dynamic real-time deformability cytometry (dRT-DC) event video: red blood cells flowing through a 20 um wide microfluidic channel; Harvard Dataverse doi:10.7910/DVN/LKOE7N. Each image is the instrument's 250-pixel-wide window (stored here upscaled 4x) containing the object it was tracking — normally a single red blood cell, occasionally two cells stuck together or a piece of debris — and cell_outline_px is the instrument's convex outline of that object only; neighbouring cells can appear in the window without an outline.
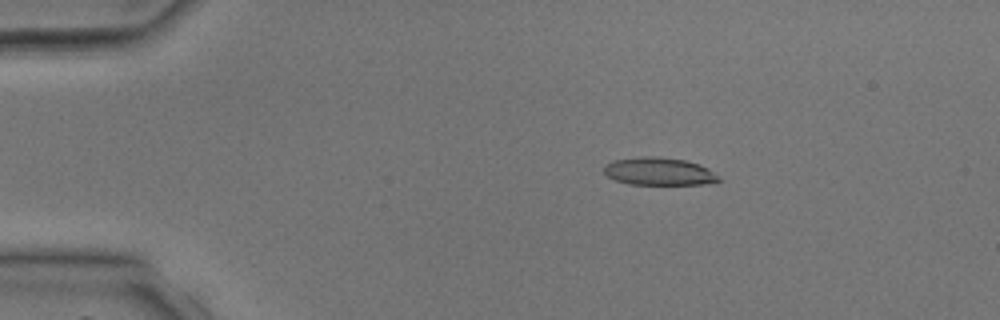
{"species": "common noctule bat (a hibernating species)", "species_latin": "Nyctalus noctula", "temperature_condition": "room temperature", "stored_images_in_passage": 40, "camera_frame_rate_fps": 3000, "um_per_image_px": 0.085, "animal": {"sex": "male", "body_mass_g": 17.9, "forearm_length_mm": 54.2}, "frame": {"image": 1, "passage_image": 8, "time_ms": 2.333, "image_size_px": [1000, 320], "cell_outline_px": [[720, 180], [704, 184], [628, 184], [616, 180], [608, 176], [604, 172], [604, 164], [612, 160], [640, 156], [656, 156], [684, 160], [700, 164], [708, 168]], "centroid_in_image_um": [55.95, 14.55], "position_along_channel_um": 29.0, "area_um2": 18.44}}
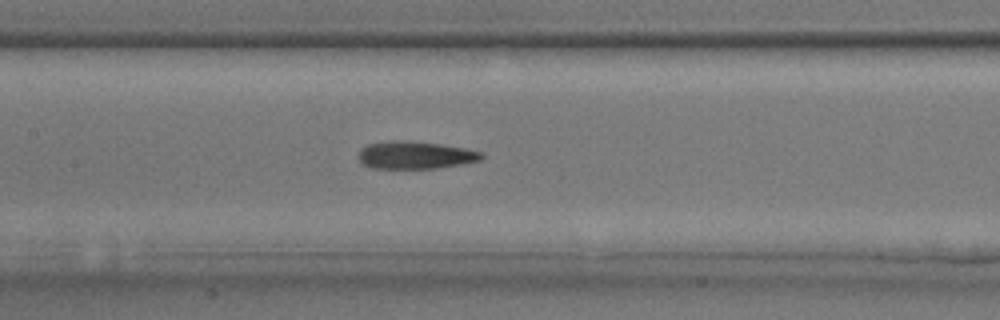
{"frame": {"image": 2, "passage_image": 20, "time_ms": 6.333, "image_size_px": [1000, 320], "cell_outline_px": [[484, 156], [480, 160], [460, 164], [436, 168], [372, 168], [360, 164], [360, 148], [368, 144], [392, 140], [396, 140], [440, 144], [464, 148], [484, 152]], "centroid_in_image_um": [35.28, 13.18], "position_along_channel_um": 172.1, "area_um2": 19.59}}
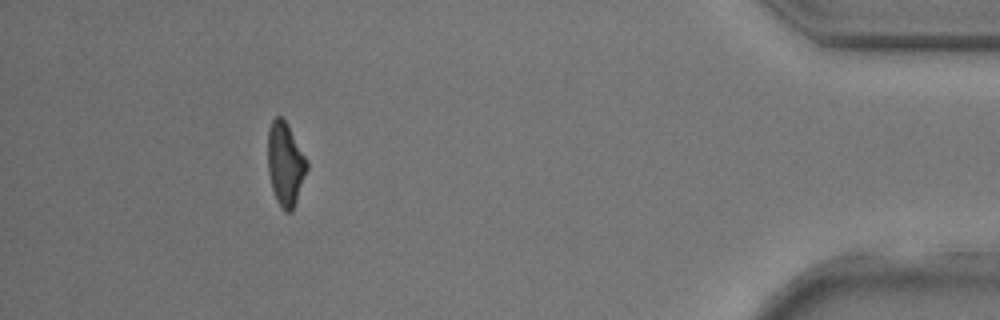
{"frame": {"image": 3, "passage_image": 37, "time_ms": 12.0, "image_size_px": [1000, 320], "cell_outline_px": [[308, 168], [292, 212], [284, 212], [280, 208], [276, 200], [272, 188], [268, 172], [268, 128], [272, 120], [276, 116], [280, 116], [288, 124], [308, 160]], "centroid_in_image_um": [24.25, 13.94], "position_along_channel_um": 410.9, "area_um2": 19.19}}